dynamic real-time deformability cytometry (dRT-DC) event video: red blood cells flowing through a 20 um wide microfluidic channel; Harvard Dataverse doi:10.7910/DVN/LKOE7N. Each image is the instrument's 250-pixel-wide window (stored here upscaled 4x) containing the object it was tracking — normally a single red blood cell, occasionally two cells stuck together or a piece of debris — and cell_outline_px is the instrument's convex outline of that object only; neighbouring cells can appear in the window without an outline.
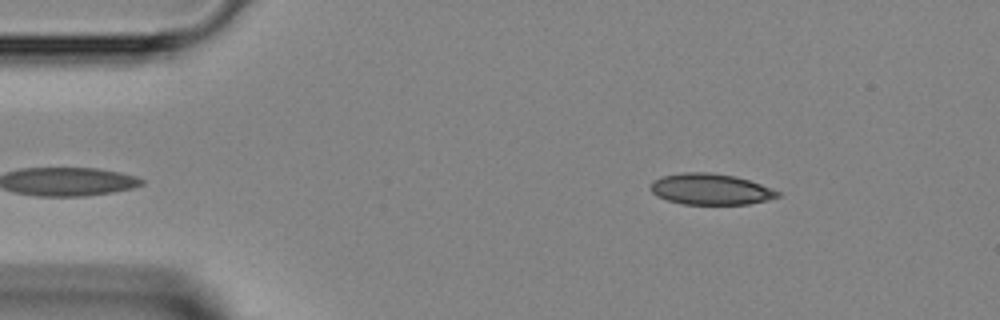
{"species": "Egyptian fruit bat (a non-hibernating species)", "species_latin": "Rousettus aegyptiacus", "temperature_condition": "room temperature", "stored_images_in_passage": 4, "camera_frame_rate_fps": 3000, "um_per_image_px": 0.085, "animal": {"sex": "female"}, "frame": {"image": 1, "passage_image": 1, "time_ms": 0.0, "image_size_px": [1000, 320], "cell_outline_px": [[780, 196], [768, 200], [748, 204], [684, 204], [668, 200], [656, 196], [648, 188], [656, 180], [664, 176], [684, 172], [708, 172], [736, 176], [760, 184], [780, 192]], "centroid_in_image_um": [60.4, 16.08], "position_along_channel_um": 24.6, "area_um2": 22.83}}